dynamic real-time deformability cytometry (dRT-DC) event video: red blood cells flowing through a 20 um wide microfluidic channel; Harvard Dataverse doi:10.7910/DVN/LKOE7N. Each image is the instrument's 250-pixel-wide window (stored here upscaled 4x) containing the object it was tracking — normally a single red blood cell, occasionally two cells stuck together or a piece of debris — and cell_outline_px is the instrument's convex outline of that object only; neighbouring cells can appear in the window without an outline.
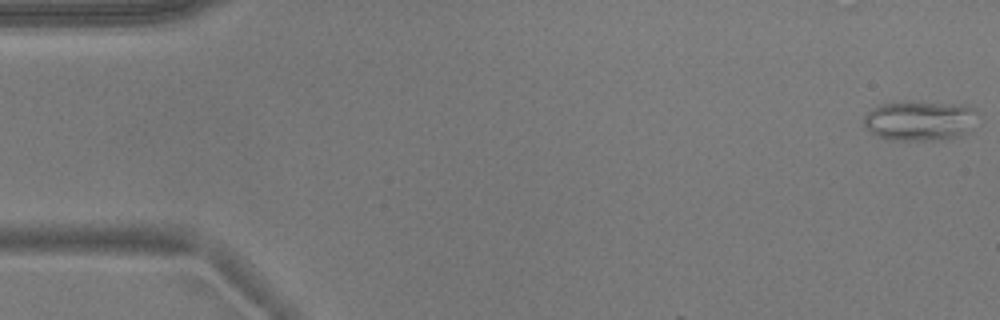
{"species": "common noctule bat (a hibernating species)", "species_latin": "Nyctalus noctula", "temperature_condition": "warm", "stored_images_in_passage": 10, "camera_frame_rate_fps": 3000, "um_per_image_px": 0.085, "animal": {"sex": "male", "body_mass_g": 17.9}, "frame": {"image": 1, "passage_image": 1, "time_ms": 0.0, "image_size_px": [1000, 320], "cell_outline_px": [[976, 112], [960, 136], [944, 140], [892, 140], [880, 136], [864, 128], [864, 116], [872, 108], [880, 104], [908, 100], [964, 104], [976, 108]], "centroid_in_image_um": [78.1, 10.22], "position_along_channel_um": 6.9, "area_um2": 26.41}}